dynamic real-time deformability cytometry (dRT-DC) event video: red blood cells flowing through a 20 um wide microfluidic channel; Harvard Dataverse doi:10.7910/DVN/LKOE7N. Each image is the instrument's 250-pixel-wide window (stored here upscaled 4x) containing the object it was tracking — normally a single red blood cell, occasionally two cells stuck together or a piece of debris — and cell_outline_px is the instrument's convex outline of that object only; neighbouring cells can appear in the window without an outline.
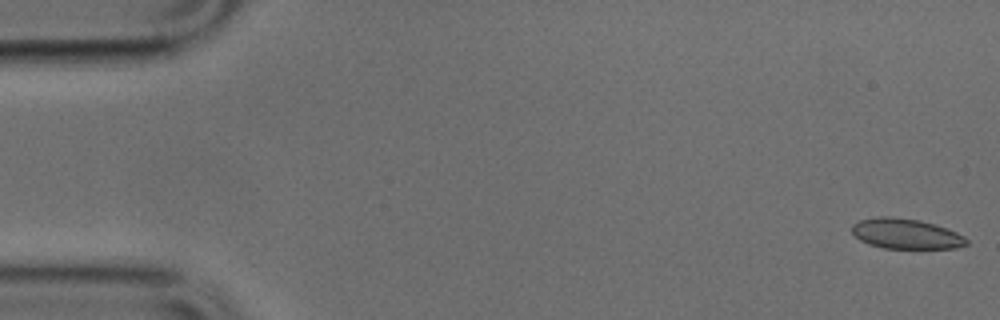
{"species": "common noctule bat (a hibernating species)", "species_latin": "Nyctalus noctula", "temperature_condition": "cold", "stored_images_in_passage": 13, "camera_frame_rate_fps": 3000, "um_per_image_px": 0.085, "animal": {"sex": "male", "body_mass_g": 17.9, "forearm_length_mm": 54.2}, "frame": {"image": 1, "passage_image": 1, "time_ms": 0.0, "image_size_px": [1000, 320], "cell_outline_px": [[968, 244], [956, 248], [884, 248], [868, 244], [860, 240], [852, 232], [852, 224], [860, 220], [880, 216], [892, 216], [920, 220], [948, 228], [964, 236], [968, 240]], "centroid_in_image_um": [77.01, 19.86], "position_along_channel_um": 8.0, "area_um2": 20.23}}
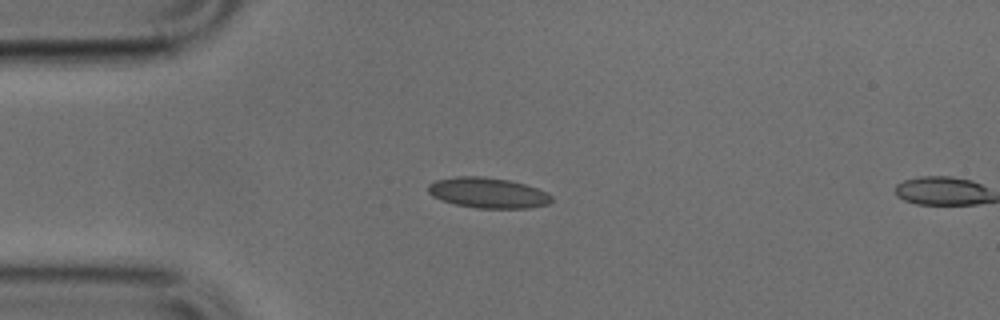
{"frame": {"image": 2, "passage_image": 12, "time_ms": 3.667, "image_size_px": [1000, 320], "cell_outline_px": [[552, 200], [548, 204], [528, 208], [476, 208], [456, 204], [440, 200], [432, 196], [428, 192], [428, 184], [436, 180], [456, 176], [484, 176], [508, 180], [524, 184], [548, 192], [552, 196]], "centroid_in_image_um": [41.46, 16.39], "position_along_channel_um": 43.5, "area_um2": 21.96}}